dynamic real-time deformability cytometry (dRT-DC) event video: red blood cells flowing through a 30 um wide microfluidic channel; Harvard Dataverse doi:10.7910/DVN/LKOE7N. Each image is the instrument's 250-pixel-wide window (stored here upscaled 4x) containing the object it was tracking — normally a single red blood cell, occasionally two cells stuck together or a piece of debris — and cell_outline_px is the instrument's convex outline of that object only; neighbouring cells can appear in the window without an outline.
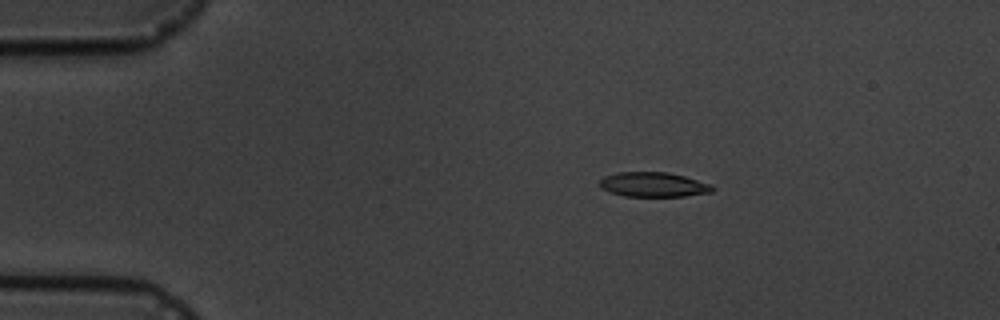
{"species": "common noctule bat (a hibernating species)", "species_latin": "Nyctalus noctula", "temperature_condition": "cold", "stored_images_in_passage": 4, "camera_frame_rate_fps": 3000, "um_per_image_px": 0.085, "animal": {"sex": "male", "body_mass_g": 19.5, "forearm_length_mm": 54.6}, "frame": {"image": 1, "passage_image": 3, "time_ms": 2.333, "image_size_px": [1000, 320], "cell_outline_px": [[716, 188], [712, 192], [684, 196], [624, 196], [608, 192], [600, 188], [600, 180], [604, 176], [616, 172], [668, 172], [684, 176], [712, 184]], "centroid_in_image_um": [55.53, 15.69], "position_along_channel_um": 29.5, "area_um2": 16.36}}